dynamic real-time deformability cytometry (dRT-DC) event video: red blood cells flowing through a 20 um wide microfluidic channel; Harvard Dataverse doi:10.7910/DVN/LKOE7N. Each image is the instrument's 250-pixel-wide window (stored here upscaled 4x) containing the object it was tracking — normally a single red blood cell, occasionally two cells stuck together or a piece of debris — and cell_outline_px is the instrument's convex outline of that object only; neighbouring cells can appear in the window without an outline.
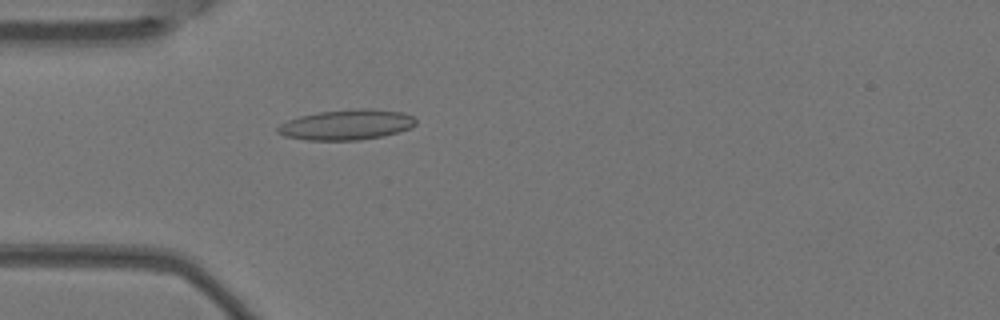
{"species": "Egyptian fruit bat (a non-hibernating species)", "species_latin": "Rousettus aegyptiacus", "temperature_condition": "warm", "stored_images_in_passage": 1, "camera_frame_rate_fps": 3000, "um_per_image_px": 0.085, "animal": {"sex": "female"}, "frame": {"image": 1, "passage_image": 1, "time_ms": 0.0, "image_size_px": [1000, 320], "cell_outline_px": [[416, 124], [412, 128], [400, 132], [384, 136], [360, 140], [308, 140], [284, 136], [276, 132], [276, 128], [280, 124], [288, 120], [300, 116], [320, 112], [352, 108], [368, 108], [404, 112], [412, 116], [416, 120]], "centroid_in_image_um": [29.49, 10.6], "position_along_channel_um": 55.5, "area_um2": 24.68}}